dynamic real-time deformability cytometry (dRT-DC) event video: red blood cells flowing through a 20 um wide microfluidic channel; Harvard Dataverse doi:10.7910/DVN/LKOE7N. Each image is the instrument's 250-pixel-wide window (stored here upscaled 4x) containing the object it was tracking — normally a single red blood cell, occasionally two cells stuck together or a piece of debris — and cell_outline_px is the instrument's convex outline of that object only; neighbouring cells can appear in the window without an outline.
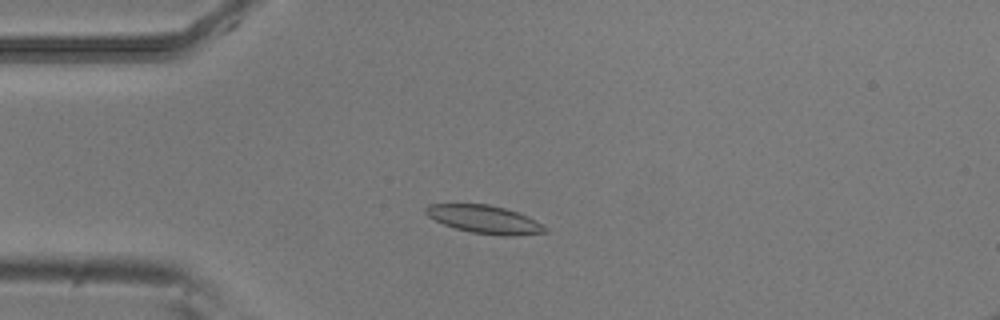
{"species": "common noctule bat (a hibernating species)", "species_latin": "Nyctalus noctula", "temperature_condition": "room temperature", "stored_images_in_passage": 51, "camera_frame_rate_fps": 3000, "um_per_image_px": 0.085, "animal": {"sex": "male", "body_mass_g": 20.5, "forearm_length_mm": 52.5}, "frame": {"image": 1, "passage_image": 11, "time_ms": 3.333, "image_size_px": [1000, 320], "cell_outline_px": [[548, 232], [512, 236], [500, 236], [472, 232], [456, 228], [444, 224], [428, 216], [424, 212], [424, 208], [428, 204], [488, 204], [504, 208], [528, 216], [548, 228]], "centroid_in_image_um": [41.19, 18.65], "position_along_channel_um": 43.8, "area_um2": 19.42}}
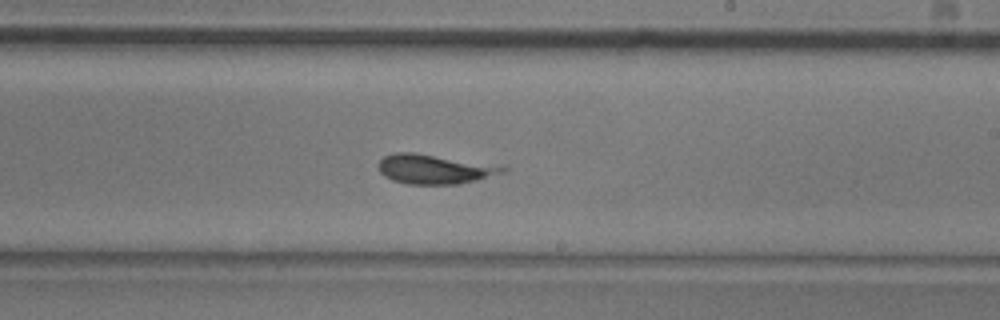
{"frame": {"image": 2, "passage_image": 29, "time_ms": 9.333, "image_size_px": [1000, 320], "cell_outline_px": [[508, 168], [504, 172], [476, 180], [460, 184], [408, 184], [392, 180], [384, 176], [380, 172], [376, 164], [384, 156], [396, 152], [412, 152]], "centroid_in_image_um": [36.8, 14.39], "position_along_channel_um": 252.2, "area_um2": 20.75}}
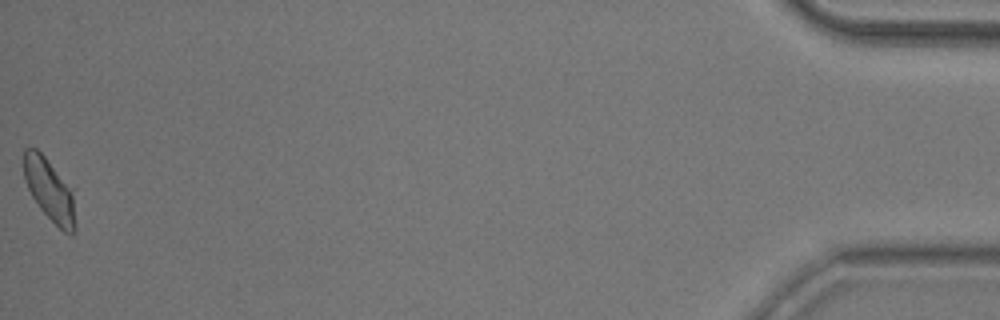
{"frame": {"image": 3, "passage_image": 51, "time_ms": 16.667, "image_size_px": [1000, 320], "cell_outline_px": [[76, 232], [72, 236], [64, 232], [40, 208], [32, 196], [28, 188], [24, 176], [24, 148], [36, 148], [76, 188]], "centroid_in_image_um": [4.33, 16.18], "position_along_channel_um": 430.9, "area_um2": 19.54}}